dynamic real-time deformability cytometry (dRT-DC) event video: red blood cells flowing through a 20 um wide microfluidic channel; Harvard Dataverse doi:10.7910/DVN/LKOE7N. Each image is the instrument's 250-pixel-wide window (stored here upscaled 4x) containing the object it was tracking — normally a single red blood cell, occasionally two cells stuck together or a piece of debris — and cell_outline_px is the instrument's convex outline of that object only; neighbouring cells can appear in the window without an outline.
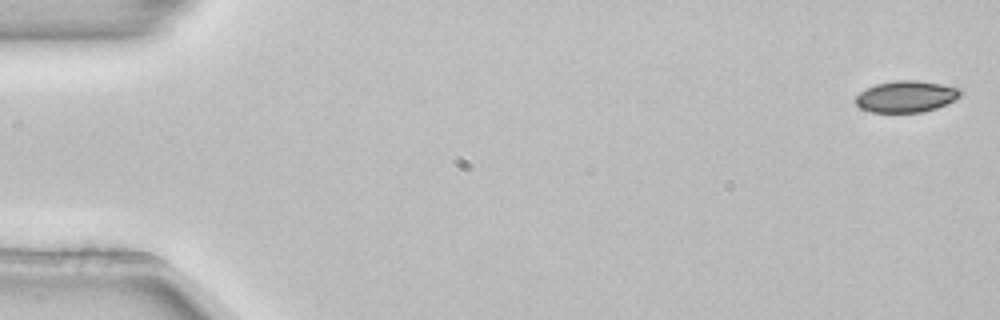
{"species": "common noctule bat (a hibernating species)", "species_latin": "Nyctalus noctula", "temperature_condition": "room temperature", "stored_images_in_passage": 5, "camera_frame_rate_fps": 3000, "um_per_image_px": 0.085, "animal": {"sex": "female", "body_mass_g": 22.7, "forearm_length_mm": 54.2}, "frame": {"image": 1, "passage_image": 1, "time_ms": 0.0, "image_size_px": [1000, 320], "cell_outline_px": [[960, 96], [936, 108], [920, 112], [872, 112], [860, 108], [856, 104], [856, 96], [860, 92], [876, 84], [896, 80], [916, 80], [940, 84], [956, 88], [960, 92]], "centroid_in_image_um": [76.96, 8.2], "position_along_channel_um": 8.0, "area_um2": 18.79}}
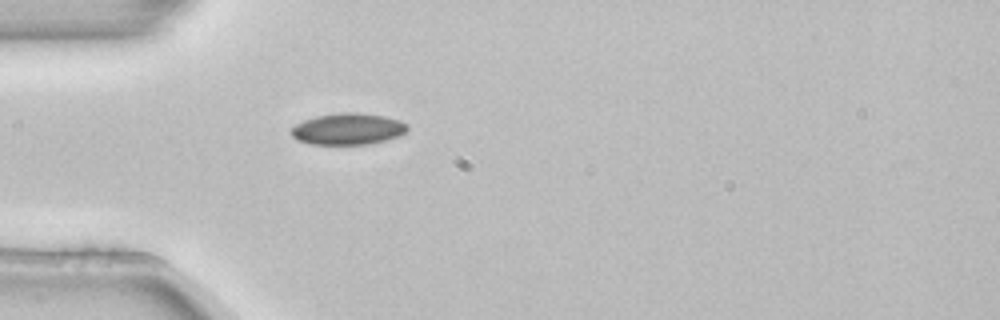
{"frame": {"image": 2, "passage_image": 5, "time_ms": 1.333, "image_size_px": [1000, 320], "cell_outline_px": [[408, 128], [404, 132], [396, 136], [384, 140], [368, 144], [308, 144], [296, 140], [288, 132], [296, 124], [304, 120], [316, 116], [340, 112], [360, 112], [384, 116], [400, 120], [408, 124]], "centroid_in_image_um": [29.53, 10.95], "position_along_channel_um": 55.5, "area_um2": 21.39}}